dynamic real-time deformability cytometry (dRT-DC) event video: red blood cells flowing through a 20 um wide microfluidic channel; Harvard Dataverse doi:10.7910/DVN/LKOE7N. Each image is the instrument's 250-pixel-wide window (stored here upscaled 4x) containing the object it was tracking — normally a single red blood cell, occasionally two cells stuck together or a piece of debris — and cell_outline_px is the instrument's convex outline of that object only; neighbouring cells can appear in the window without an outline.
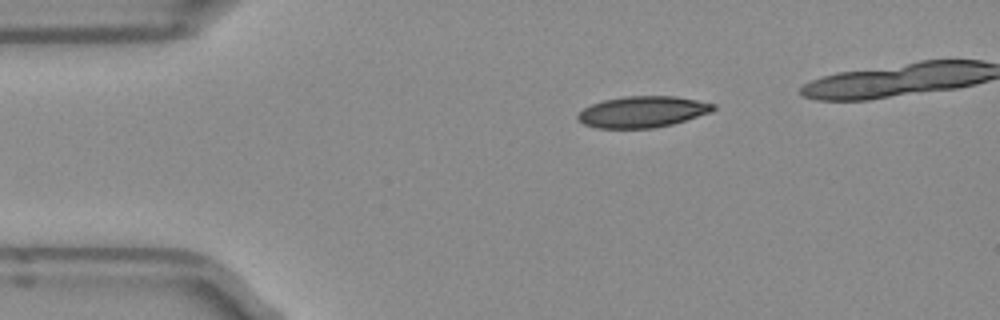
{"species": "Egyptian fruit bat (a non-hibernating species)", "species_latin": "Rousettus aegyptiacus", "temperature_condition": "room temperature", "stored_images_in_passage": 36, "camera_frame_rate_fps": 3000, "um_per_image_px": 0.085, "frame": {"image": 1, "passage_image": 1, "time_ms": 0.0, "image_size_px": [1000, 320], "cell_outline_px": [[716, 108], [712, 112], [672, 124], [652, 128], [596, 128], [584, 124], [576, 116], [584, 108], [592, 104], [604, 100], [624, 96], [676, 96], [716, 104]], "centroid_in_image_um": [54.63, 9.5], "position_along_channel_um": 30.4, "area_um2": 24.57}}
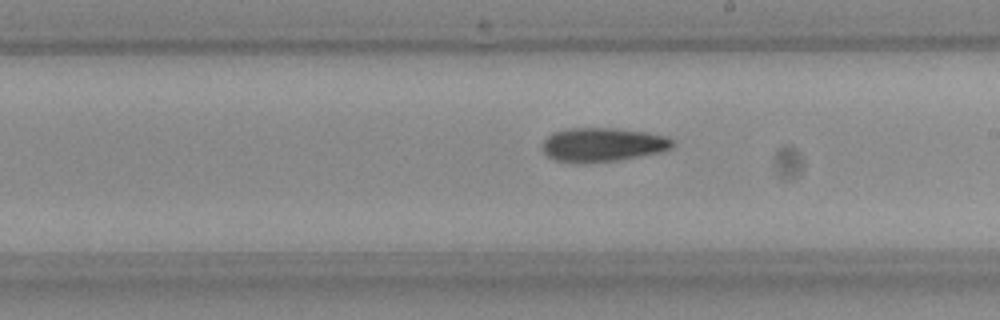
{"frame": {"image": 2, "passage_image": 20, "time_ms": 6.333, "image_size_px": [1000, 320], "cell_outline_px": [[672, 144], [668, 148], [660, 152], [616, 160], [580, 164], [556, 160], [548, 156], [544, 152], [544, 140], [552, 132], [568, 128], [612, 128], [644, 132], [664, 136], [672, 140]], "centroid_in_image_um": [51.16, 12.3], "position_along_channel_um": 237.8, "area_um2": 25.32}}
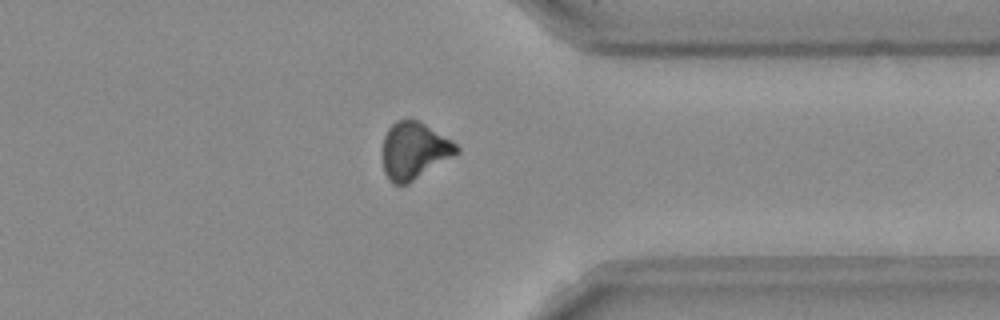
{"frame": {"image": 3, "passage_image": 31, "time_ms": 10.0, "image_size_px": [1000, 320], "cell_outline_px": [[460, 152], [408, 184], [392, 184], [388, 180], [384, 172], [384, 136], [388, 128], [396, 120], [408, 116], [420, 120], [452, 140], [460, 148]], "centroid_in_image_um": [35.22, 12.76], "position_along_channel_um": 376.2, "area_um2": 24.91}, "authors_computed_cell_mechanics": {"area_um2": 25.3453, "velocity_mm_per_s": 3.9713, "shape_relaxation_time_tau1_ms": 4.7035, "shape_relaxation_time_tau2_ms": null, "deformation_change_tau1": 0.1406, "deformation_change_tau2": null}}